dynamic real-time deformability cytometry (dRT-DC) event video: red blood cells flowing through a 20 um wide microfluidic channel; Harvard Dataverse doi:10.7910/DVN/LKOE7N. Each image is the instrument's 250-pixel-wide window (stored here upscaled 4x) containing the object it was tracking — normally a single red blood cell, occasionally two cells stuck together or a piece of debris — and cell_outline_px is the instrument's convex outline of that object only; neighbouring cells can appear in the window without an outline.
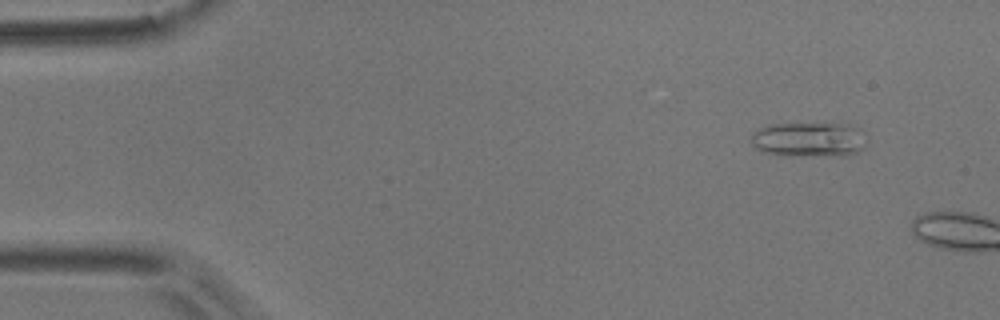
{"species": "common noctule bat (a hibernating species)", "species_latin": "Nyctalus noctula", "temperature_condition": "room temperature", "stored_images_in_passage": 4, "camera_frame_rate_fps": 3000, "um_per_image_px": 0.085, "animal": {"sex": "male", "body_mass_g": 17.9}, "frame": {"image": 1, "passage_image": 1, "time_ms": 0.0, "image_size_px": [1000, 320], "cell_outline_px": [[860, 148], [856, 152], [848, 156], [788, 156], [764, 152], [756, 148], [752, 144], [752, 132], [760, 128], [772, 124], [848, 124], [856, 128]], "centroid_in_image_um": [68.61, 11.88], "position_along_channel_um": 16.4, "area_um2": 22.66}}